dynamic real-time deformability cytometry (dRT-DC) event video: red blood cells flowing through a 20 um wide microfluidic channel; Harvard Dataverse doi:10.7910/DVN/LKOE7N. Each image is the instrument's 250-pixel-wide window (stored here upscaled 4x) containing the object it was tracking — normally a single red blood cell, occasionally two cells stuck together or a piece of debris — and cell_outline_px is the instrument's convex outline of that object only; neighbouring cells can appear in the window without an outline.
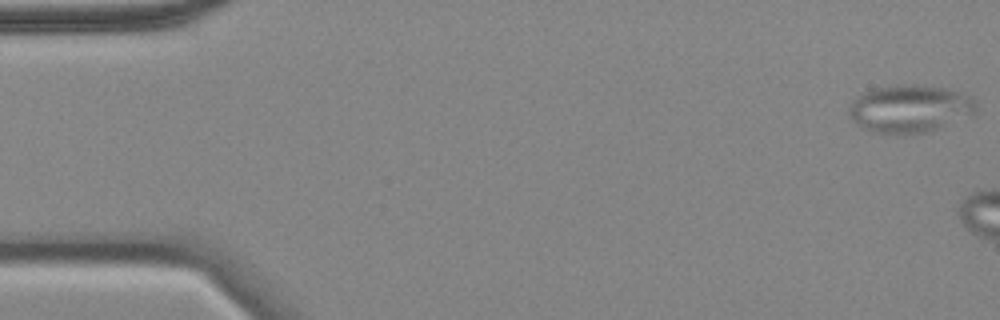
{"species": "common noctule bat (a hibernating species)", "species_latin": "Nyctalus noctula", "temperature_condition": "cold", "stored_images_in_passage": 11, "camera_frame_rate_fps": 3000, "um_per_image_px": 0.085, "animal": {"sex": "female", "body_mass_g": 18.4}, "frame": {"image": 1, "passage_image": 1, "time_ms": 0.0, "image_size_px": [1000, 320], "cell_outline_px": [[976, 112], [972, 116], [932, 132], [904, 136], [896, 136], [872, 132], [860, 128], [848, 116], [848, 108], [852, 100], [864, 92], [872, 88], [900, 84], [916, 84], [944, 88], [972, 96], [976, 100]], "centroid_in_image_um": [77.33, 9.28], "position_along_channel_um": 7.7, "area_um2": 36.7}}